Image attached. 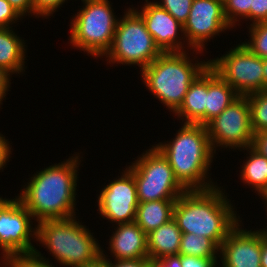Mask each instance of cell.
<instances>
[{
	"label": "cell",
	"instance_id": "obj_1",
	"mask_svg": "<svg viewBox=\"0 0 267 267\" xmlns=\"http://www.w3.org/2000/svg\"><path fill=\"white\" fill-rule=\"evenodd\" d=\"M33 174L18 198L37 223L76 217L79 153Z\"/></svg>",
	"mask_w": 267,
	"mask_h": 267
},
{
	"label": "cell",
	"instance_id": "obj_2",
	"mask_svg": "<svg viewBox=\"0 0 267 267\" xmlns=\"http://www.w3.org/2000/svg\"><path fill=\"white\" fill-rule=\"evenodd\" d=\"M222 190L217 185L207 190L185 191L175 201L173 219L182 233L202 235L221 246L240 222L235 206Z\"/></svg>",
	"mask_w": 267,
	"mask_h": 267
},
{
	"label": "cell",
	"instance_id": "obj_3",
	"mask_svg": "<svg viewBox=\"0 0 267 267\" xmlns=\"http://www.w3.org/2000/svg\"><path fill=\"white\" fill-rule=\"evenodd\" d=\"M174 135L173 140L159 142L155 147L168 160L180 185L186 191L207 190L217 186L208 175L215 151L206 126L183 123Z\"/></svg>",
	"mask_w": 267,
	"mask_h": 267
},
{
	"label": "cell",
	"instance_id": "obj_4",
	"mask_svg": "<svg viewBox=\"0 0 267 267\" xmlns=\"http://www.w3.org/2000/svg\"><path fill=\"white\" fill-rule=\"evenodd\" d=\"M188 55L187 51L161 53L141 72L151 94L173 113L182 104L189 86L209 65V60L199 62L196 56L190 59Z\"/></svg>",
	"mask_w": 267,
	"mask_h": 267
},
{
	"label": "cell",
	"instance_id": "obj_5",
	"mask_svg": "<svg viewBox=\"0 0 267 267\" xmlns=\"http://www.w3.org/2000/svg\"><path fill=\"white\" fill-rule=\"evenodd\" d=\"M36 228L35 241L44 245L59 265L86 267L101 256L99 241L76 217L45 220L39 222Z\"/></svg>",
	"mask_w": 267,
	"mask_h": 267
},
{
	"label": "cell",
	"instance_id": "obj_6",
	"mask_svg": "<svg viewBox=\"0 0 267 267\" xmlns=\"http://www.w3.org/2000/svg\"><path fill=\"white\" fill-rule=\"evenodd\" d=\"M81 1L83 8L72 16L69 43L94 58H103L112 45L119 18L108 0Z\"/></svg>",
	"mask_w": 267,
	"mask_h": 267
},
{
	"label": "cell",
	"instance_id": "obj_7",
	"mask_svg": "<svg viewBox=\"0 0 267 267\" xmlns=\"http://www.w3.org/2000/svg\"><path fill=\"white\" fill-rule=\"evenodd\" d=\"M124 13L117 23L112 45L104 56L110 64L136 65L142 71L162 52L141 16L131 7Z\"/></svg>",
	"mask_w": 267,
	"mask_h": 267
},
{
	"label": "cell",
	"instance_id": "obj_8",
	"mask_svg": "<svg viewBox=\"0 0 267 267\" xmlns=\"http://www.w3.org/2000/svg\"><path fill=\"white\" fill-rule=\"evenodd\" d=\"M126 168L133 174L139 202L178 199L186 190L176 180L168 160L153 145Z\"/></svg>",
	"mask_w": 267,
	"mask_h": 267
},
{
	"label": "cell",
	"instance_id": "obj_9",
	"mask_svg": "<svg viewBox=\"0 0 267 267\" xmlns=\"http://www.w3.org/2000/svg\"><path fill=\"white\" fill-rule=\"evenodd\" d=\"M209 65L240 96L264 91L263 59L242 42L222 57L210 59Z\"/></svg>",
	"mask_w": 267,
	"mask_h": 267
},
{
	"label": "cell",
	"instance_id": "obj_10",
	"mask_svg": "<svg viewBox=\"0 0 267 267\" xmlns=\"http://www.w3.org/2000/svg\"><path fill=\"white\" fill-rule=\"evenodd\" d=\"M205 126L215 153L220 146L234 150L251 146L254 132L247 96H239Z\"/></svg>",
	"mask_w": 267,
	"mask_h": 267
},
{
	"label": "cell",
	"instance_id": "obj_11",
	"mask_svg": "<svg viewBox=\"0 0 267 267\" xmlns=\"http://www.w3.org/2000/svg\"><path fill=\"white\" fill-rule=\"evenodd\" d=\"M32 215L16 196L14 199L0 197V249L2 257L34 252L31 242L36 238L37 228H33ZM32 238V239H31Z\"/></svg>",
	"mask_w": 267,
	"mask_h": 267
},
{
	"label": "cell",
	"instance_id": "obj_12",
	"mask_svg": "<svg viewBox=\"0 0 267 267\" xmlns=\"http://www.w3.org/2000/svg\"><path fill=\"white\" fill-rule=\"evenodd\" d=\"M231 29L227 22L223 2L220 0H193L187 21L183 25L184 43L193 50V54H202L205 42Z\"/></svg>",
	"mask_w": 267,
	"mask_h": 267
},
{
	"label": "cell",
	"instance_id": "obj_13",
	"mask_svg": "<svg viewBox=\"0 0 267 267\" xmlns=\"http://www.w3.org/2000/svg\"><path fill=\"white\" fill-rule=\"evenodd\" d=\"M121 173L102 188L97 200L100 216L116 225L135 222L139 204L133 174L127 168Z\"/></svg>",
	"mask_w": 267,
	"mask_h": 267
},
{
	"label": "cell",
	"instance_id": "obj_14",
	"mask_svg": "<svg viewBox=\"0 0 267 267\" xmlns=\"http://www.w3.org/2000/svg\"><path fill=\"white\" fill-rule=\"evenodd\" d=\"M145 2L140 10L135 9L133 5L132 8L143 19L146 29L152 35L160 51L162 53L186 51L184 43L180 41L185 39L183 25L169 12L158 6L155 1L145 0ZM179 32L183 37L180 38Z\"/></svg>",
	"mask_w": 267,
	"mask_h": 267
},
{
	"label": "cell",
	"instance_id": "obj_15",
	"mask_svg": "<svg viewBox=\"0 0 267 267\" xmlns=\"http://www.w3.org/2000/svg\"><path fill=\"white\" fill-rule=\"evenodd\" d=\"M241 222L229 232L220 246V266L261 267V229L244 230L240 227Z\"/></svg>",
	"mask_w": 267,
	"mask_h": 267
},
{
	"label": "cell",
	"instance_id": "obj_16",
	"mask_svg": "<svg viewBox=\"0 0 267 267\" xmlns=\"http://www.w3.org/2000/svg\"><path fill=\"white\" fill-rule=\"evenodd\" d=\"M115 228L109 239L111 258L126 261L149 257L147 234L136 222L117 224Z\"/></svg>",
	"mask_w": 267,
	"mask_h": 267
},
{
	"label": "cell",
	"instance_id": "obj_17",
	"mask_svg": "<svg viewBox=\"0 0 267 267\" xmlns=\"http://www.w3.org/2000/svg\"><path fill=\"white\" fill-rule=\"evenodd\" d=\"M207 101V67L189 86L180 107L173 113L184 123L205 126V109Z\"/></svg>",
	"mask_w": 267,
	"mask_h": 267
},
{
	"label": "cell",
	"instance_id": "obj_18",
	"mask_svg": "<svg viewBox=\"0 0 267 267\" xmlns=\"http://www.w3.org/2000/svg\"><path fill=\"white\" fill-rule=\"evenodd\" d=\"M239 96L240 95L208 65L205 125L224 111Z\"/></svg>",
	"mask_w": 267,
	"mask_h": 267
},
{
	"label": "cell",
	"instance_id": "obj_19",
	"mask_svg": "<svg viewBox=\"0 0 267 267\" xmlns=\"http://www.w3.org/2000/svg\"><path fill=\"white\" fill-rule=\"evenodd\" d=\"M182 231L172 218L147 234L148 255L151 261L178 255Z\"/></svg>",
	"mask_w": 267,
	"mask_h": 267
},
{
	"label": "cell",
	"instance_id": "obj_20",
	"mask_svg": "<svg viewBox=\"0 0 267 267\" xmlns=\"http://www.w3.org/2000/svg\"><path fill=\"white\" fill-rule=\"evenodd\" d=\"M25 41L13 28H0V67L13 74L25 72ZM26 48V49H25Z\"/></svg>",
	"mask_w": 267,
	"mask_h": 267
},
{
	"label": "cell",
	"instance_id": "obj_21",
	"mask_svg": "<svg viewBox=\"0 0 267 267\" xmlns=\"http://www.w3.org/2000/svg\"><path fill=\"white\" fill-rule=\"evenodd\" d=\"M176 200L163 199L139 202L135 222L146 234H149L173 218V208Z\"/></svg>",
	"mask_w": 267,
	"mask_h": 267
},
{
	"label": "cell",
	"instance_id": "obj_22",
	"mask_svg": "<svg viewBox=\"0 0 267 267\" xmlns=\"http://www.w3.org/2000/svg\"><path fill=\"white\" fill-rule=\"evenodd\" d=\"M241 150H247L249 156L241 166L240 179L244 184L255 189V192L262 198L267 193V158L252 146Z\"/></svg>",
	"mask_w": 267,
	"mask_h": 267
},
{
	"label": "cell",
	"instance_id": "obj_23",
	"mask_svg": "<svg viewBox=\"0 0 267 267\" xmlns=\"http://www.w3.org/2000/svg\"><path fill=\"white\" fill-rule=\"evenodd\" d=\"M219 250L220 247L210 238L193 233H182L178 254L201 258H218Z\"/></svg>",
	"mask_w": 267,
	"mask_h": 267
},
{
	"label": "cell",
	"instance_id": "obj_24",
	"mask_svg": "<svg viewBox=\"0 0 267 267\" xmlns=\"http://www.w3.org/2000/svg\"><path fill=\"white\" fill-rule=\"evenodd\" d=\"M254 133L267 130V90L246 95Z\"/></svg>",
	"mask_w": 267,
	"mask_h": 267
},
{
	"label": "cell",
	"instance_id": "obj_25",
	"mask_svg": "<svg viewBox=\"0 0 267 267\" xmlns=\"http://www.w3.org/2000/svg\"><path fill=\"white\" fill-rule=\"evenodd\" d=\"M1 262L3 266L0 263V267H55L37 249L34 252L14 253L1 257Z\"/></svg>",
	"mask_w": 267,
	"mask_h": 267
},
{
	"label": "cell",
	"instance_id": "obj_26",
	"mask_svg": "<svg viewBox=\"0 0 267 267\" xmlns=\"http://www.w3.org/2000/svg\"><path fill=\"white\" fill-rule=\"evenodd\" d=\"M223 11L231 28L236 27L242 18L252 22V0H224Z\"/></svg>",
	"mask_w": 267,
	"mask_h": 267
},
{
	"label": "cell",
	"instance_id": "obj_27",
	"mask_svg": "<svg viewBox=\"0 0 267 267\" xmlns=\"http://www.w3.org/2000/svg\"><path fill=\"white\" fill-rule=\"evenodd\" d=\"M250 39L242 42L255 55L262 59L267 58V22L249 25Z\"/></svg>",
	"mask_w": 267,
	"mask_h": 267
},
{
	"label": "cell",
	"instance_id": "obj_28",
	"mask_svg": "<svg viewBox=\"0 0 267 267\" xmlns=\"http://www.w3.org/2000/svg\"><path fill=\"white\" fill-rule=\"evenodd\" d=\"M193 0H160L158 6L169 12L182 25L187 21Z\"/></svg>",
	"mask_w": 267,
	"mask_h": 267
},
{
	"label": "cell",
	"instance_id": "obj_29",
	"mask_svg": "<svg viewBox=\"0 0 267 267\" xmlns=\"http://www.w3.org/2000/svg\"><path fill=\"white\" fill-rule=\"evenodd\" d=\"M67 0H33V15L47 19Z\"/></svg>",
	"mask_w": 267,
	"mask_h": 267
},
{
	"label": "cell",
	"instance_id": "obj_30",
	"mask_svg": "<svg viewBox=\"0 0 267 267\" xmlns=\"http://www.w3.org/2000/svg\"><path fill=\"white\" fill-rule=\"evenodd\" d=\"M19 18L23 19L7 0H0V28H12L11 25L19 22Z\"/></svg>",
	"mask_w": 267,
	"mask_h": 267
},
{
	"label": "cell",
	"instance_id": "obj_31",
	"mask_svg": "<svg viewBox=\"0 0 267 267\" xmlns=\"http://www.w3.org/2000/svg\"><path fill=\"white\" fill-rule=\"evenodd\" d=\"M218 258H201L196 256L181 255L182 267H219ZM218 265V266H217Z\"/></svg>",
	"mask_w": 267,
	"mask_h": 267
},
{
	"label": "cell",
	"instance_id": "obj_32",
	"mask_svg": "<svg viewBox=\"0 0 267 267\" xmlns=\"http://www.w3.org/2000/svg\"><path fill=\"white\" fill-rule=\"evenodd\" d=\"M267 22V0H252V23Z\"/></svg>",
	"mask_w": 267,
	"mask_h": 267
},
{
	"label": "cell",
	"instance_id": "obj_33",
	"mask_svg": "<svg viewBox=\"0 0 267 267\" xmlns=\"http://www.w3.org/2000/svg\"><path fill=\"white\" fill-rule=\"evenodd\" d=\"M7 2L22 17L33 15V0H7Z\"/></svg>",
	"mask_w": 267,
	"mask_h": 267
},
{
	"label": "cell",
	"instance_id": "obj_34",
	"mask_svg": "<svg viewBox=\"0 0 267 267\" xmlns=\"http://www.w3.org/2000/svg\"><path fill=\"white\" fill-rule=\"evenodd\" d=\"M251 146L267 158V130L254 133Z\"/></svg>",
	"mask_w": 267,
	"mask_h": 267
},
{
	"label": "cell",
	"instance_id": "obj_35",
	"mask_svg": "<svg viewBox=\"0 0 267 267\" xmlns=\"http://www.w3.org/2000/svg\"><path fill=\"white\" fill-rule=\"evenodd\" d=\"M109 267H151V260L149 258L118 261L109 259Z\"/></svg>",
	"mask_w": 267,
	"mask_h": 267
},
{
	"label": "cell",
	"instance_id": "obj_36",
	"mask_svg": "<svg viewBox=\"0 0 267 267\" xmlns=\"http://www.w3.org/2000/svg\"><path fill=\"white\" fill-rule=\"evenodd\" d=\"M9 144L8 139H5L4 135L0 133V170L3 171V168L9 162V158H11L10 154H12L11 149L12 146ZM7 162V163H6Z\"/></svg>",
	"mask_w": 267,
	"mask_h": 267
},
{
	"label": "cell",
	"instance_id": "obj_37",
	"mask_svg": "<svg viewBox=\"0 0 267 267\" xmlns=\"http://www.w3.org/2000/svg\"><path fill=\"white\" fill-rule=\"evenodd\" d=\"M151 267H182L181 255H171L157 261H151Z\"/></svg>",
	"mask_w": 267,
	"mask_h": 267
},
{
	"label": "cell",
	"instance_id": "obj_38",
	"mask_svg": "<svg viewBox=\"0 0 267 267\" xmlns=\"http://www.w3.org/2000/svg\"><path fill=\"white\" fill-rule=\"evenodd\" d=\"M11 75L0 67V98L4 100L7 95V91H9V87L11 84L10 80Z\"/></svg>",
	"mask_w": 267,
	"mask_h": 267
},
{
	"label": "cell",
	"instance_id": "obj_39",
	"mask_svg": "<svg viewBox=\"0 0 267 267\" xmlns=\"http://www.w3.org/2000/svg\"><path fill=\"white\" fill-rule=\"evenodd\" d=\"M261 267H267V237L261 229Z\"/></svg>",
	"mask_w": 267,
	"mask_h": 267
},
{
	"label": "cell",
	"instance_id": "obj_40",
	"mask_svg": "<svg viewBox=\"0 0 267 267\" xmlns=\"http://www.w3.org/2000/svg\"><path fill=\"white\" fill-rule=\"evenodd\" d=\"M103 248L101 249V256L93 263L87 265L86 267H109V258L108 255L104 254ZM107 256V257H106Z\"/></svg>",
	"mask_w": 267,
	"mask_h": 267
},
{
	"label": "cell",
	"instance_id": "obj_41",
	"mask_svg": "<svg viewBox=\"0 0 267 267\" xmlns=\"http://www.w3.org/2000/svg\"><path fill=\"white\" fill-rule=\"evenodd\" d=\"M264 91L267 90V58L263 59Z\"/></svg>",
	"mask_w": 267,
	"mask_h": 267
},
{
	"label": "cell",
	"instance_id": "obj_42",
	"mask_svg": "<svg viewBox=\"0 0 267 267\" xmlns=\"http://www.w3.org/2000/svg\"><path fill=\"white\" fill-rule=\"evenodd\" d=\"M262 199L265 201V207H266V210L265 211H267V193L262 197Z\"/></svg>",
	"mask_w": 267,
	"mask_h": 267
},
{
	"label": "cell",
	"instance_id": "obj_43",
	"mask_svg": "<svg viewBox=\"0 0 267 267\" xmlns=\"http://www.w3.org/2000/svg\"><path fill=\"white\" fill-rule=\"evenodd\" d=\"M267 228V226H266ZM266 228H263L262 231L264 232L265 236L267 237V229Z\"/></svg>",
	"mask_w": 267,
	"mask_h": 267
},
{
	"label": "cell",
	"instance_id": "obj_44",
	"mask_svg": "<svg viewBox=\"0 0 267 267\" xmlns=\"http://www.w3.org/2000/svg\"><path fill=\"white\" fill-rule=\"evenodd\" d=\"M2 101H3V100L0 98V105H2V104H3V103H2ZM0 107H1V106H0Z\"/></svg>",
	"mask_w": 267,
	"mask_h": 267
}]
</instances>
